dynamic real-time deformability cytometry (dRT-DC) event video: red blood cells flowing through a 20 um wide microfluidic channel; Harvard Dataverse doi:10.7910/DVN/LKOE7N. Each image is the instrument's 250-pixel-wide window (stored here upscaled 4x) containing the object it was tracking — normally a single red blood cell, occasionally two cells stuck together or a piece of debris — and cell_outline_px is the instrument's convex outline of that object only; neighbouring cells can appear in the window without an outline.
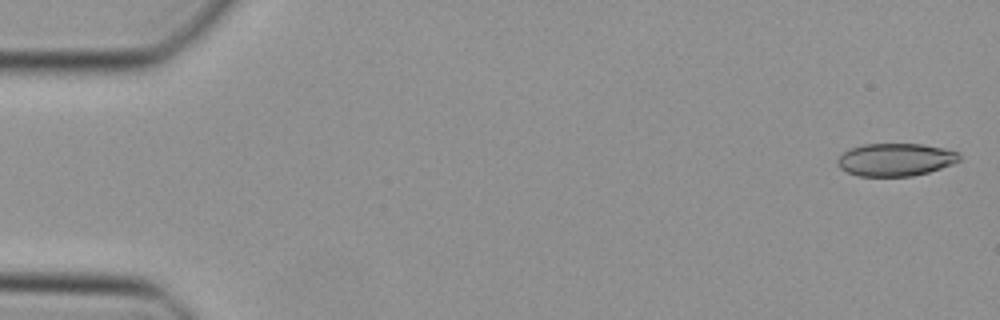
{"species": "Egyptian fruit bat (a non-hibernating species)", "species_latin": "Rousettus aegyptiacus", "temperature_condition": "cold", "stored_images_in_passage": 47, "camera_frame_rate_fps": 3000, "um_per_image_px": 0.085, "animal": {"sex": "female"}, "frame": {"image": 1, "passage_image": 1, "time_ms": 0.0, "image_size_px": [1000, 320], "cell_outline_px": [[960, 160], [952, 164], [928, 172], [912, 176], [860, 176], [848, 172], [840, 168], [836, 164], [836, 160], [844, 152], [852, 148], [864, 144], [924, 144], [944, 148], [960, 152]], "centroid_in_image_um": [76.13, 13.56], "position_along_channel_um": 8.9, "area_um2": 23.24}}
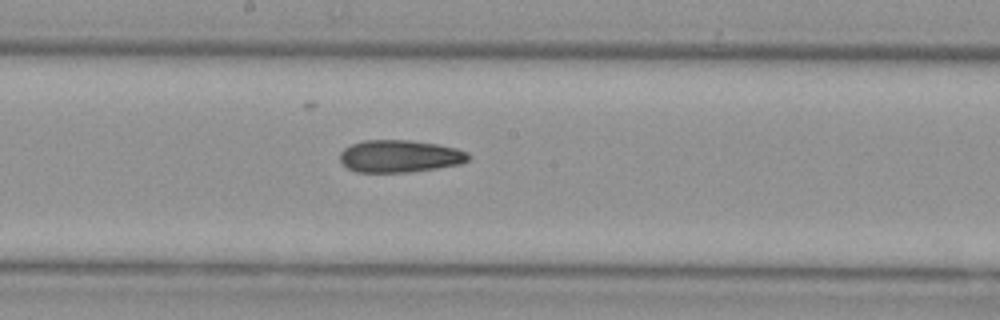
{"frame": {"image": 2, "passage_image": 25, "time_ms": 8.0, "image_size_px": [1000, 320], "cell_outline_px": [[468, 160], [460, 164], [436, 168], [408, 172], [356, 172], [348, 168], [340, 160], [340, 152], [344, 148], [352, 144], [364, 140], [412, 140], [436, 144], [456, 148], [468, 152]], "centroid_in_image_um": [33.96, 13.27], "position_along_channel_um": 214.2, "area_um2": 24.1}}
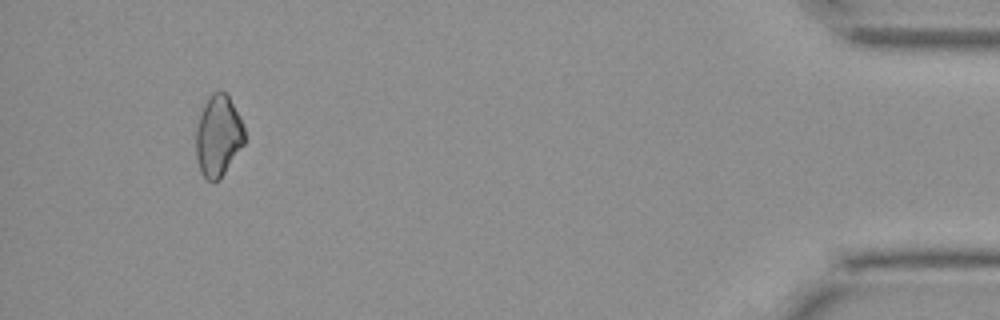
{"frame": {"image": 3, "passage_image": 44, "time_ms": 14.333, "image_size_px": [1000, 320], "cell_outline_px": [[244, 144], [220, 180], [208, 180], [200, 172], [196, 160], [196, 128], [204, 104], [208, 96], [212, 92], [220, 88], [228, 96], [240, 116], [244, 128]], "centroid_in_image_um": [18.54, 11.54], "position_along_channel_um": 416.7, "area_um2": 23.12}}